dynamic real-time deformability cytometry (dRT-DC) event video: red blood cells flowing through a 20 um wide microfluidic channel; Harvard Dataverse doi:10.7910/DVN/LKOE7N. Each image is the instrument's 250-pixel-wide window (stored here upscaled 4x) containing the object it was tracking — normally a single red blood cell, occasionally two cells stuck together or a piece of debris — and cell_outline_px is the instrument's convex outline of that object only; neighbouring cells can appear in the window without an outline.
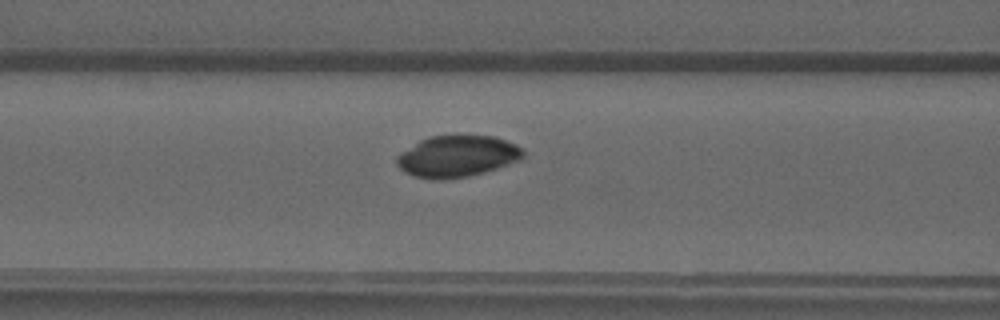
{"species": "common noctule bat (a hibernating species)", "species_latin": "Nyctalus noctula", "temperature_condition": "warm", "stored_images_in_passage": 51, "camera_frame_rate_fps": 3000, "um_per_image_px": 0.085, "animal": {"sex": "male", "forearm_length_mm": 52.5}, "frame": {"image": 1, "passage_image": 21, "time_ms": 6.667, "image_size_px": [1000, 320], "cell_outline_px": [[524, 156], [520, 160], [484, 172], [468, 176], [412, 176], [404, 172], [396, 164], [396, 156], [400, 152], [420, 140], [428, 136], [496, 136], [516, 144], [524, 152]], "centroid_in_image_um": [38.87, 13.24], "position_along_channel_um": 127.7, "area_um2": 29.71}}
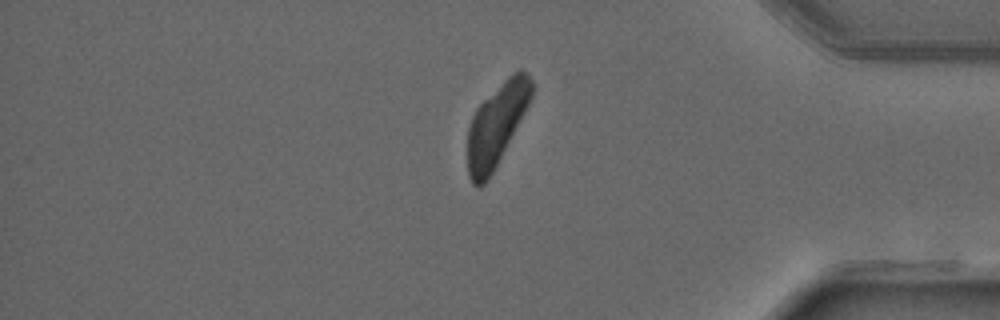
{"frame": {"image": 2, "passage_image": 42, "time_ms": 13.667, "image_size_px": [1000, 320], "cell_outline_px": [[532, 96], [524, 112], [492, 172], [484, 184], [480, 188], [476, 188], [472, 184], [468, 176], [468, 128], [472, 116], [476, 108], [512, 72], [520, 68], [532, 80]], "centroid_in_image_um": [42.17, 10.61], "position_along_channel_um": 393.0, "area_um2": 29.88}}
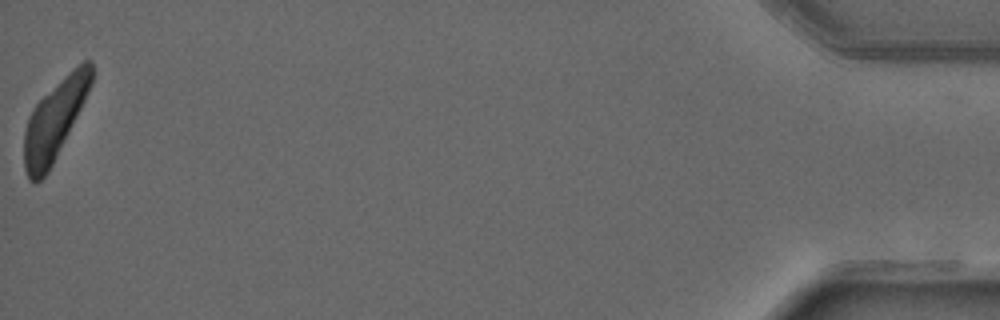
{"frame": {"image": 3, "passage_image": 50, "time_ms": 16.333, "image_size_px": [1000, 320], "cell_outline_px": [[92, 80], [88, 92], [48, 172], [40, 180], [28, 180], [24, 168], [24, 132], [28, 116], [32, 108], [60, 80], [84, 60], [92, 60]], "centroid_in_image_um": [4.61, 10.21], "position_along_channel_um": 430.6, "area_um2": 30.0}}